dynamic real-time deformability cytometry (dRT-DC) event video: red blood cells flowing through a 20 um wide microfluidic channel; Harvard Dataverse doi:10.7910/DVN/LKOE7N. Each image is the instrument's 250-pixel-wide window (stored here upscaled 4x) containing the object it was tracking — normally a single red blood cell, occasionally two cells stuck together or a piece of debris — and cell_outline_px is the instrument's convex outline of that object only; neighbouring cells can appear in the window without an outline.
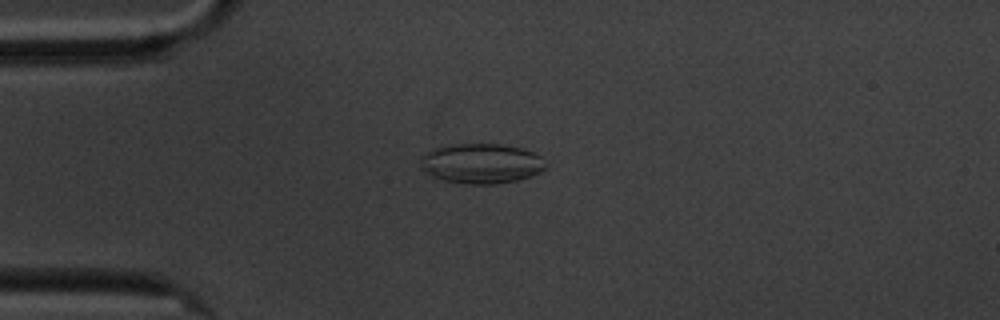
{"species": "common noctule bat (a hibernating species)", "species_latin": "Nyctalus noctula", "temperature_condition": "cold", "stored_images_in_passage": 58, "camera_frame_rate_fps": 3000, "um_per_image_px": 0.085, "animal": {"sex": "male", "body_mass_g": 20.1, "forearm_length_mm": 53.5}, "frame": {"image": 1, "passage_image": 14, "time_ms": 4.333, "image_size_px": [1000, 320], "cell_outline_px": [[548, 168], [532, 176], [516, 180], [496, 184], [464, 184], [444, 180], [432, 176], [420, 164], [420, 156], [432, 148], [452, 144], [500, 144], [520, 148], [532, 152], [540, 156], [548, 164]], "centroid_in_image_um": [40.93, 13.89], "position_along_channel_um": 44.1, "area_um2": 29.3}}
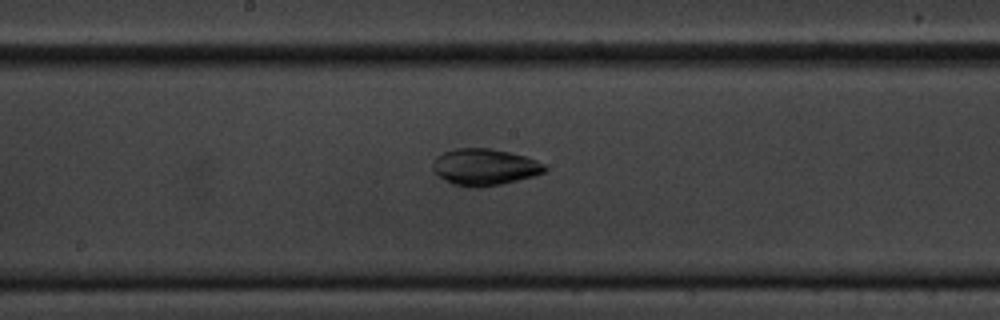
{"frame": {"image": 2, "passage_image": 30, "time_ms": 9.667, "image_size_px": [1000, 320], "cell_outline_px": [[548, 168], [544, 172], [536, 176], [500, 184], [480, 188], [468, 188], [452, 184], [444, 180], [432, 172], [432, 160], [436, 156], [444, 152], [456, 148], [488, 148], [508, 152], [524, 156], [536, 160], [544, 164]], "centroid_in_image_um": [41.14, 14.21], "position_along_channel_um": 207.1, "area_um2": 24.22}}
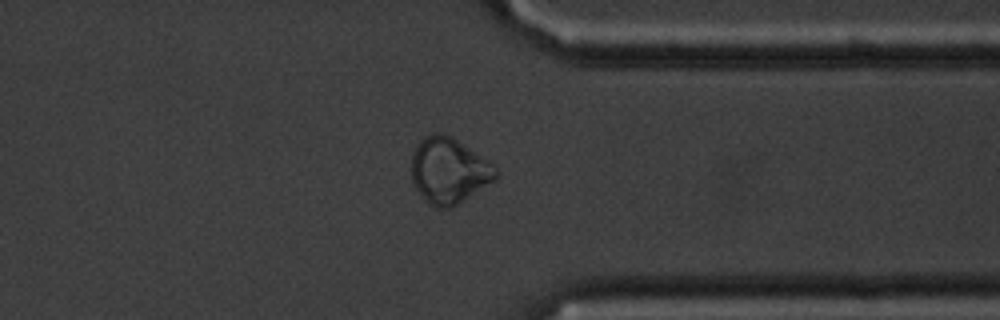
{"frame": {"image": 3, "passage_image": 45, "time_ms": 14.667, "image_size_px": [1000, 320], "cell_outline_px": [[496, 180], [452, 208], [436, 208], [428, 204], [424, 200], [416, 188], [412, 180], [412, 152], [420, 140], [424, 136], [432, 132], [444, 132], [492, 164], [496, 168]], "centroid_in_image_um": [38.12, 14.52], "position_along_channel_um": 373.3, "area_um2": 32.25}, "authors_computed_cell_mechanics": {"area_um2": 29.2468, "velocity_mm_per_s": 3.3955, "shape_relaxation_time_tau1_ms": null, "shape_relaxation_time_tau2_ms": 6.2705, "deformation_change_tau1": null, "deformation_change_tau2": 0.0669}}